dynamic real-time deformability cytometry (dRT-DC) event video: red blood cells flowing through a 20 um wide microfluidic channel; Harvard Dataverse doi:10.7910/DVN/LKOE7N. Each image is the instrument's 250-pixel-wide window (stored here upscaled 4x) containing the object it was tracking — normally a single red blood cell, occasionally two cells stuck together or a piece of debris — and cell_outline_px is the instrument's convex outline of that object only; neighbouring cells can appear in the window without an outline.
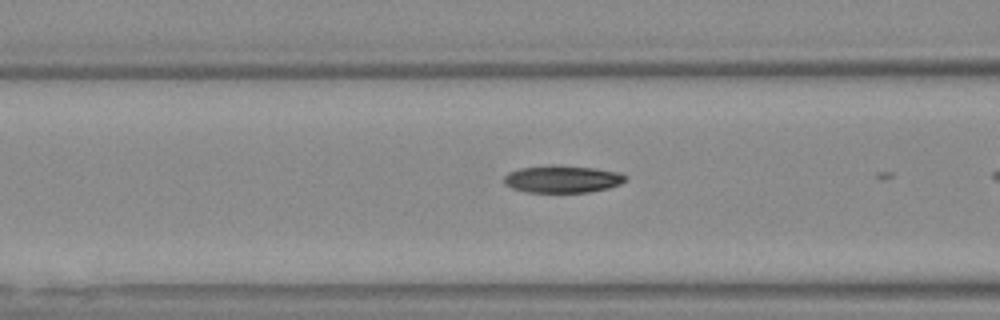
{"species": "Egyptian fruit bat (a non-hibernating species)", "species_latin": "Rousettus aegyptiacus", "temperature_condition": "warm", "stored_images_in_passage": 4, "camera_frame_rate_fps": 3000, "um_per_image_px": 0.085, "animal": {"sex": "female"}, "frame": {"image": 1, "passage_image": 3, "time_ms": 0.667, "image_size_px": [1000, 320], "cell_outline_px": [[628, 180], [620, 184], [608, 188], [592, 192], [524, 192], [512, 188], [504, 184], [504, 176], [508, 172], [520, 168], [552, 164], [560, 164], [596, 168], [620, 172], [628, 176]], "centroid_in_image_um": [47.83, 15.2], "position_along_channel_um": 118.8, "area_um2": 19.83}}